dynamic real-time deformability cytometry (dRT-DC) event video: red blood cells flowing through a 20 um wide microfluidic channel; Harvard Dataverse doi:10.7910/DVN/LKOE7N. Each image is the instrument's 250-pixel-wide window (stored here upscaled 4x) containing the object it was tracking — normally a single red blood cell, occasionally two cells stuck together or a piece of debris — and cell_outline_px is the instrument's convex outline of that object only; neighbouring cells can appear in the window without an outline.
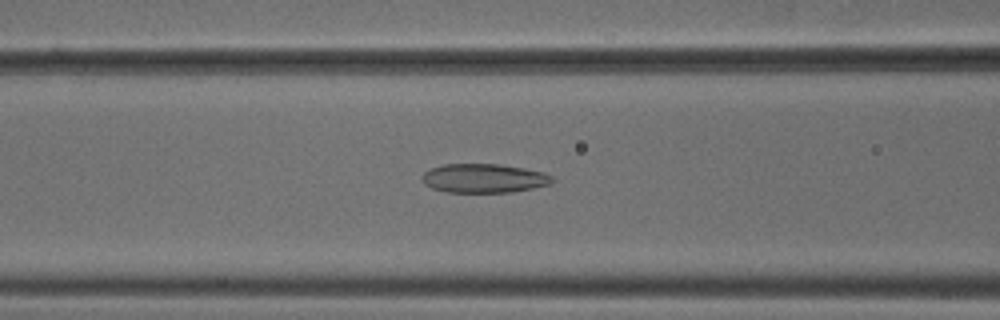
{"species": "common noctule bat (a hibernating species)", "species_latin": "Nyctalus noctula", "temperature_condition": "cold", "stored_images_in_passage": 52, "camera_frame_rate_fps": 3000, "um_per_image_px": 0.085, "animal": {"sex": "male", "body_mass_g": 18.8}, "frame": {"image": 1, "passage_image": 21, "time_ms": 6.667, "image_size_px": [1000, 320], "cell_outline_px": [[556, 180], [552, 184], [512, 192], [448, 192], [432, 188], [424, 184], [424, 172], [432, 168], [444, 164], [500, 164], [524, 168], [544, 172], [552, 176]], "centroid_in_image_um": [41.19, 15.15], "position_along_channel_um": 125.4, "area_um2": 21.96}}
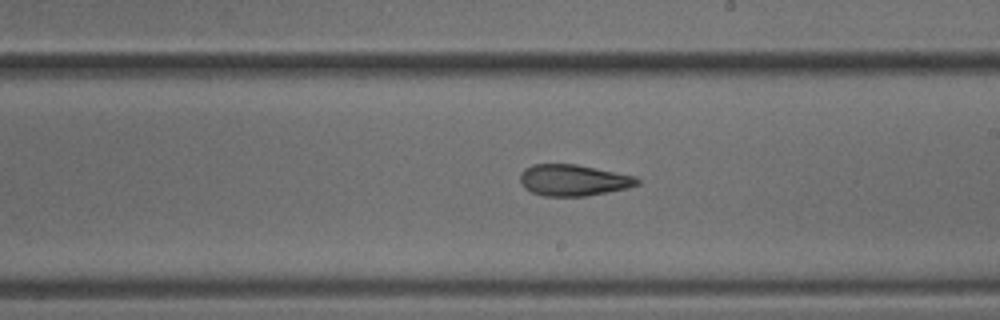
{"frame": {"image": 2, "passage_image": 30, "time_ms": 9.667, "image_size_px": [1000, 320], "cell_outline_px": [[640, 184], [628, 188], [584, 196], [544, 196], [532, 192], [524, 188], [520, 180], [520, 172], [524, 168], [532, 164], [576, 164], [636, 176], [640, 180]], "centroid_in_image_um": [48.73, 15.31], "position_along_channel_um": 240.3, "area_um2": 21.44}}
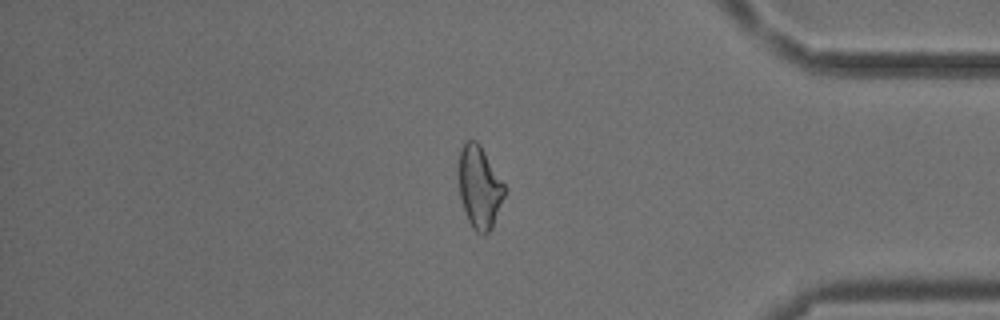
{"frame": {"image": 3, "passage_image": 44, "time_ms": 14.333, "image_size_px": [1000, 320], "cell_outline_px": [[504, 196], [492, 228], [488, 232], [476, 232], [472, 228], [468, 220], [460, 196], [456, 172], [460, 148], [468, 140], [476, 140], [480, 144], [504, 184]], "centroid_in_image_um": [40.7, 15.86], "position_along_channel_um": 394.5, "area_um2": 22.02}, "authors_computed_cell_mechanics": {"area_um2": 22.6865, "velocity_mm_per_s": 3.8275, "shape_relaxation_time_tau1_ms": null, "shape_relaxation_time_tau2_ms": 2.3608, "deformation_change_tau1": null, "deformation_change_tau2": 0.0983}}